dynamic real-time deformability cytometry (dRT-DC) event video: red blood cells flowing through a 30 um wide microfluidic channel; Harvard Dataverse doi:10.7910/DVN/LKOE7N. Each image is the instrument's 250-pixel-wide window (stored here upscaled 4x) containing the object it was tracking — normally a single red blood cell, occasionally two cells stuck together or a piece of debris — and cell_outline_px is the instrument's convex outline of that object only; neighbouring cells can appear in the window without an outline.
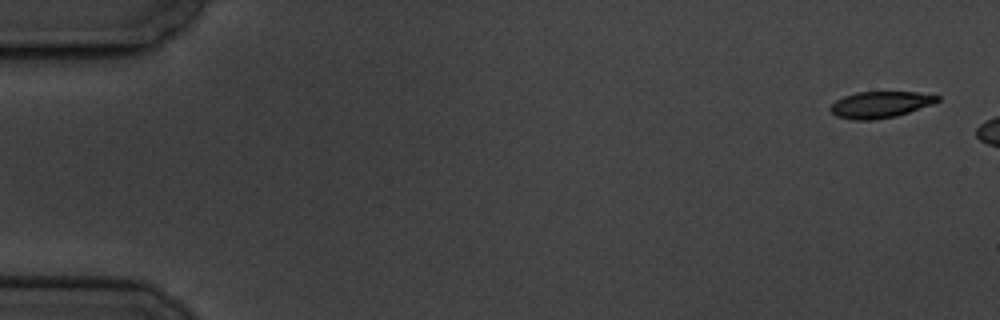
{"species": "common noctule bat (a hibernating species)", "species_latin": "Nyctalus noctula", "temperature_condition": "cold", "stored_images_in_passage": 5, "camera_frame_rate_fps": 3000, "um_per_image_px": 0.085, "animal": {"sex": "male", "body_mass_g": 19.5, "forearm_length_mm": 54.6}, "frame": {"image": 1, "passage_image": 1, "time_ms": 0.0, "image_size_px": [1000, 320], "cell_outline_px": [[940, 100], [932, 104], [896, 116], [872, 120], [852, 120], [836, 116], [828, 108], [836, 100], [844, 96], [856, 92], [916, 92], [940, 96]], "centroid_in_image_um": [74.79, 8.89], "position_along_channel_um": 10.2, "area_um2": 16.42}}